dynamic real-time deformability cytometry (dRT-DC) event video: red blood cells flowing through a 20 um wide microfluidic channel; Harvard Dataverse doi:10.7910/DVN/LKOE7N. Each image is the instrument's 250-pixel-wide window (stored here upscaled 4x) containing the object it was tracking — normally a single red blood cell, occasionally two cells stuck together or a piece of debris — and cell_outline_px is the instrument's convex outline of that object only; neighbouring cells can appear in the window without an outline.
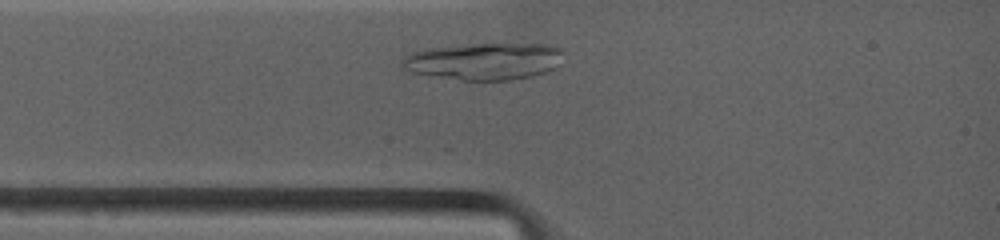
{"species": "common noctule bat (a hibernating species)", "species_latin": "Nyctalus noctula", "temperature_condition": "warm", "stored_images_in_passage": 8, "camera_frame_rate_fps": 4500, "um_per_image_px": 0.085, "animal": {"sex": "female", "body_mass_g": 19.0, "forearm_length_mm": 53.3}, "frame": {"image": 1, "passage_image": 2, "time_ms": 0.667, "image_size_px": [1000, 240], "cell_outline_px": [[564, 52], [552, 68], [544, 72], [532, 76], [512, 80], [460, 80], [412, 72], [404, 68], [404, 56], [412, 52], [428, 48], [476, 44], [552, 44]], "centroid_in_image_um": [41.15, 5.2], "position_along_channel_um": 43.8, "area_um2": 34.22}}
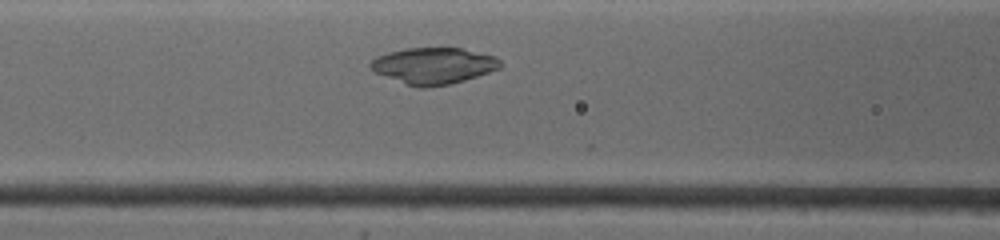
{"frame": {"image": 2, "passage_image": 5, "time_ms": 2.889, "image_size_px": [1000, 240], "cell_outline_px": [[500, 68], [464, 80], [448, 84], [424, 88], [420, 88], [384, 76], [376, 72], [368, 64], [376, 56], [388, 52], [404, 48], [460, 48], [496, 56], [500, 60]], "centroid_in_image_um": [36.84, 5.57], "position_along_channel_um": 129.8, "area_um2": 27.17}}
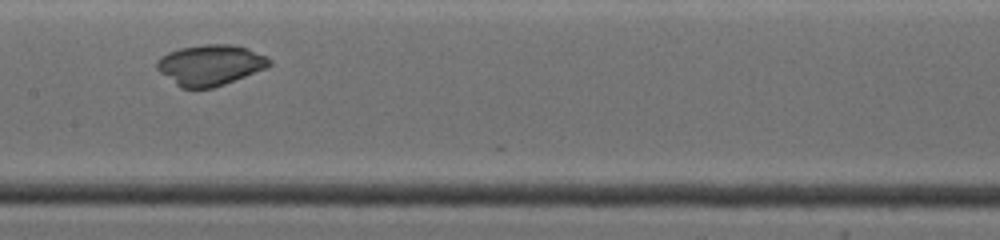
{"frame": {"image": 3, "passage_image": 7, "time_ms": 4.444, "image_size_px": [1000, 240], "cell_outline_px": [[272, 64], [264, 68], [224, 84], [212, 88], [180, 88], [160, 72], [156, 68], [156, 60], [160, 56], [168, 52], [180, 48], [204, 44], [232, 44], [248, 48], [268, 56], [272, 60]], "centroid_in_image_um": [17.85, 5.51], "position_along_channel_um": 189.5, "area_um2": 26.65}}